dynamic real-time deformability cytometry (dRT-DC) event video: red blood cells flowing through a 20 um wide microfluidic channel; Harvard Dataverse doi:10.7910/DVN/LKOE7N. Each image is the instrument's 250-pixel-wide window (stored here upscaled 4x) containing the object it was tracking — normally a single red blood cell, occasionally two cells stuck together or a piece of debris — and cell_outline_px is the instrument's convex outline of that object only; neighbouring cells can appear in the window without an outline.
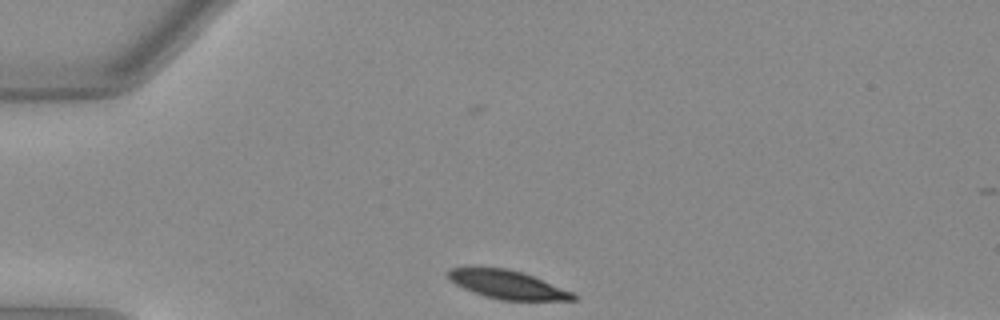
{"species": "Egyptian fruit bat (a non-hibernating species)", "species_latin": "Rousettus aegyptiacus", "temperature_condition": "warm", "stored_images_in_passage": 33, "camera_frame_rate_fps": 3000, "um_per_image_px": 0.085, "animal": {"sex": "female"}, "frame": {"image": 1, "passage_image": 1, "time_ms": 0.0, "image_size_px": [1000, 320], "cell_outline_px": [[576, 300], [500, 300], [484, 296], [464, 288], [448, 280], [448, 268], [504, 268], [520, 272], [532, 276], [572, 292], [576, 296]], "centroid_in_image_um": [43.1, 24.2], "position_along_channel_um": 41.9, "area_um2": 20.23}}
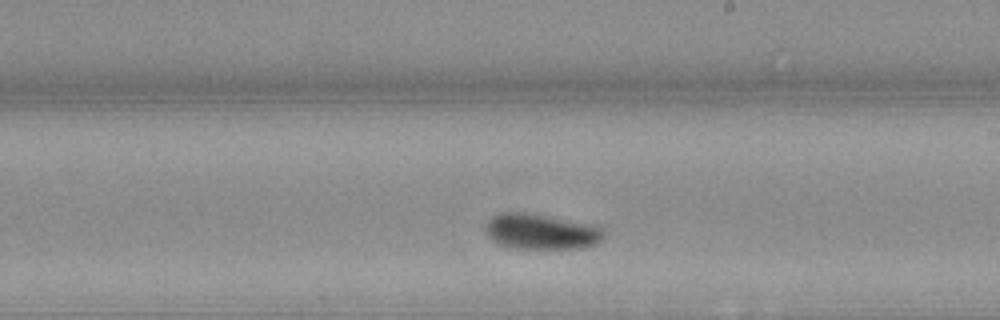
{"frame": {"image": 2, "passage_image": 19, "time_ms": 6.0, "image_size_px": [1000, 320], "cell_outline_px": [[604, 236], [596, 244], [584, 248], [508, 248], [496, 244], [484, 232], [488, 220], [492, 216], [504, 212], [524, 212], [588, 224], [600, 228], [604, 232]], "centroid_in_image_um": [45.92, 19.7], "position_along_channel_um": 243.1, "area_um2": 24.28}}
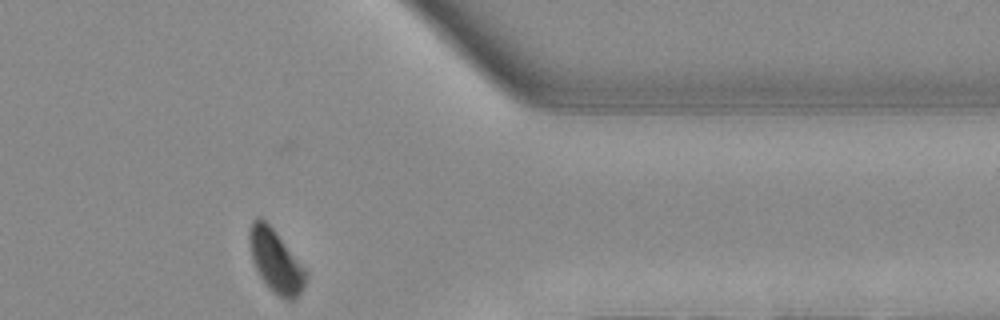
{"frame": {"image": 3, "passage_image": 31, "time_ms": 10.0, "image_size_px": [1000, 320], "cell_outline_px": [[308, 276], [304, 288], [292, 300], [284, 300], [272, 292], [264, 284], [256, 268], [252, 256], [248, 236], [248, 232], [252, 220], [256, 216], [260, 216], [276, 232], [308, 272]], "centroid_in_image_um": [23.44, 22.2], "position_along_channel_um": 388.0, "area_um2": 20.69}, "authors_computed_cell_mechanics": {"area_um2": 23.2356, "velocity_mm_per_s": 3.9542, "shape_relaxation_time_tau1_ms": 3.1123, "shape_relaxation_time_tau2_ms": null, "deformation_change_tau1": 0.14, "deformation_change_tau2": null}}